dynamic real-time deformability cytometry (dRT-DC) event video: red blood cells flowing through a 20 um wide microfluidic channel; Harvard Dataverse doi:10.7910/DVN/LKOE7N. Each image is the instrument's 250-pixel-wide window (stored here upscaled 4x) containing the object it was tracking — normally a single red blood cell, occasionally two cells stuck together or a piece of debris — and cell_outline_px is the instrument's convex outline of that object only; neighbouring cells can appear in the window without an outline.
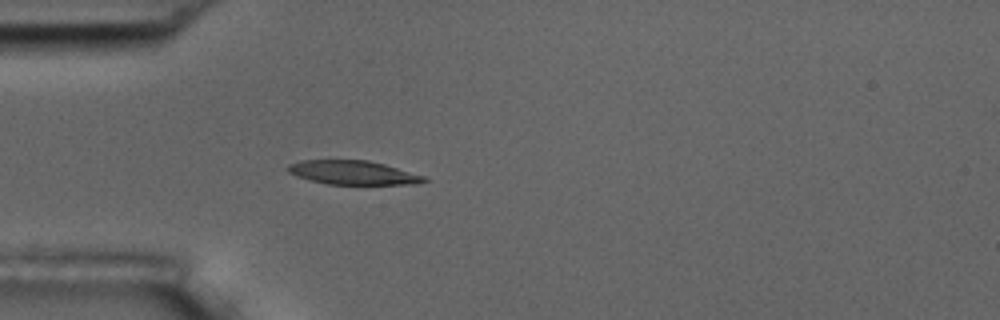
{"species": "common noctule bat (a hibernating species)", "species_latin": "Nyctalus noctula", "temperature_condition": "room temperature", "stored_images_in_passage": 40, "camera_frame_rate_fps": 3000, "um_per_image_px": 0.085, "animal": {"sex": "male", "body_mass_g": 17.5, "forearm_length_mm": 52.3}, "frame": {"image": 1, "passage_image": 1, "time_ms": 0.0, "image_size_px": [1000, 320], "cell_outline_px": [[428, 180], [412, 184], [328, 184], [296, 176], [288, 172], [284, 168], [288, 164], [300, 160], [368, 160], [384, 164], [424, 176]], "centroid_in_image_um": [29.93, 14.66], "position_along_channel_um": 55.1, "area_um2": 18.84}}
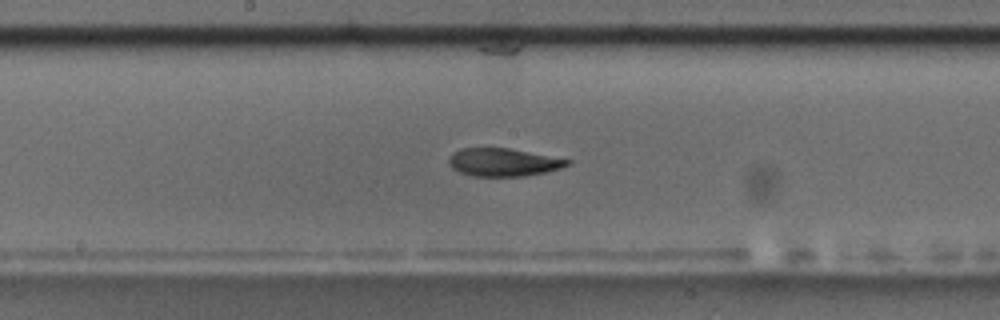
{"frame": {"image": 2, "passage_image": 14, "time_ms": 4.333, "image_size_px": [1000, 320], "cell_outline_px": [[572, 164], [560, 168], [544, 172], [524, 176], [472, 176], [460, 172], [452, 168], [448, 164], [448, 156], [452, 152], [460, 148], [508, 148], [572, 160]], "centroid_in_image_um": [42.74, 13.79], "position_along_channel_um": 205.5, "area_um2": 19.36}}
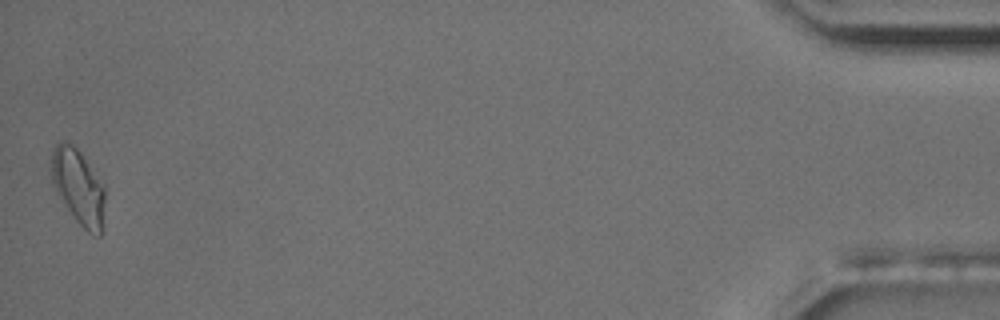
{"frame": {"image": 3, "passage_image": 40, "time_ms": 13.0, "image_size_px": [1000, 320], "cell_outline_px": [[104, 200], [100, 236], [92, 236], [76, 220], [52, 184], [52, 148], [60, 140], [68, 140], [80, 152], [104, 184]], "centroid_in_image_um": [6.65, 15.83], "position_along_channel_um": 428.5, "area_um2": 23.12}, "authors_computed_cell_mechanics": {"area_um2": 19.8832, "velocity_mm_per_s": 3.6302, "shape_relaxation_time_tau1_ms": 9.4783, "shape_relaxation_time_tau2_ms": 2.2119, "deformation_change_tau1": 0.2066, "deformation_change_tau2": 0.0663}}